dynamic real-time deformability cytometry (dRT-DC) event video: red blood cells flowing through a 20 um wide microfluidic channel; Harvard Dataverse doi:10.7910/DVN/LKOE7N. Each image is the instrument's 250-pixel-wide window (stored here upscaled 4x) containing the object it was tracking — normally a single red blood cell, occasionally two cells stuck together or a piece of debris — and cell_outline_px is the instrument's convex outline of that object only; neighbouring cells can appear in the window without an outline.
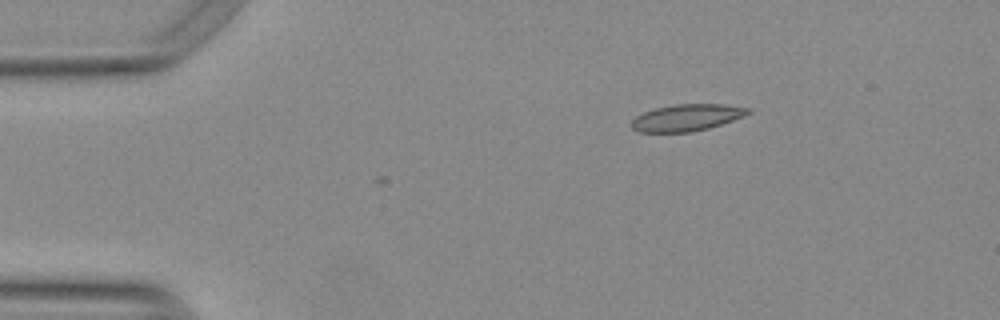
{"species": "Egyptian fruit bat (a non-hibernating species)", "species_latin": "Rousettus aegyptiacus", "temperature_condition": "warm", "stored_images_in_passage": 40, "camera_frame_rate_fps": 3000, "um_per_image_px": 0.085, "animal": {"sex": "female"}, "frame": {"image": 1, "passage_image": 1, "time_ms": 0.0, "image_size_px": [1000, 320], "cell_outline_px": [[752, 112], [744, 116], [708, 128], [692, 132], [640, 132], [632, 128], [632, 120], [636, 116], [644, 112], [656, 108], [676, 104], [724, 104], [752, 108]], "centroid_in_image_um": [58.41, 9.99], "position_along_channel_um": 26.6, "area_um2": 18.09}}
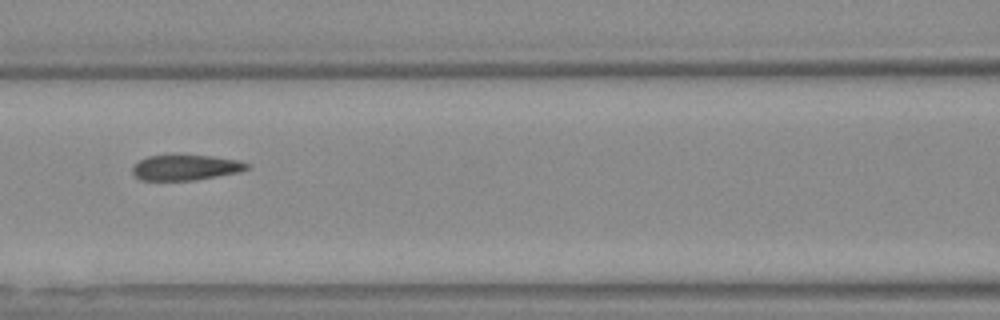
{"frame": {"image": 2, "passage_image": 16, "time_ms": 5.0, "image_size_px": [1000, 320], "cell_outline_px": [[252, 168], [240, 172], [196, 180], [140, 180], [132, 172], [132, 168], [140, 160], [148, 156], [212, 156], [236, 160], [252, 164]], "centroid_in_image_um": [15.85, 14.25], "position_along_channel_um": 150.8, "area_um2": 16.82}}
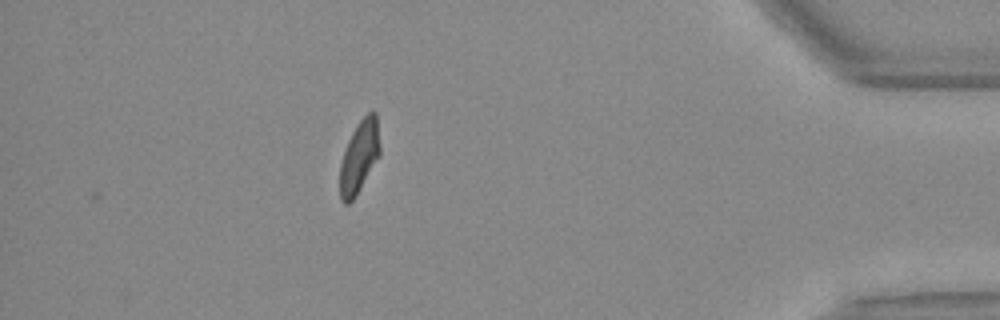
{"frame": {"image": 3, "passage_image": 40, "time_ms": 13.0, "image_size_px": [1000, 320], "cell_outline_px": [[380, 156], [356, 196], [348, 204], [344, 204], [340, 200], [340, 164], [348, 140], [352, 132], [360, 120], [368, 112], [376, 112], [380, 148]], "centroid_in_image_um": [30.54, 13.35], "position_along_channel_um": 404.7, "area_um2": 16.88}, "authors_computed_cell_mechanics": {"area_um2": 18.1492, "velocity_mm_per_s": 3.7799, "shape_relaxation_time_tau1_ms": 11.2341, "shape_relaxation_time_tau2_ms": 1.1069, "deformation_change_tau1": 0.2568, "deformation_change_tau2": 0.0871}}